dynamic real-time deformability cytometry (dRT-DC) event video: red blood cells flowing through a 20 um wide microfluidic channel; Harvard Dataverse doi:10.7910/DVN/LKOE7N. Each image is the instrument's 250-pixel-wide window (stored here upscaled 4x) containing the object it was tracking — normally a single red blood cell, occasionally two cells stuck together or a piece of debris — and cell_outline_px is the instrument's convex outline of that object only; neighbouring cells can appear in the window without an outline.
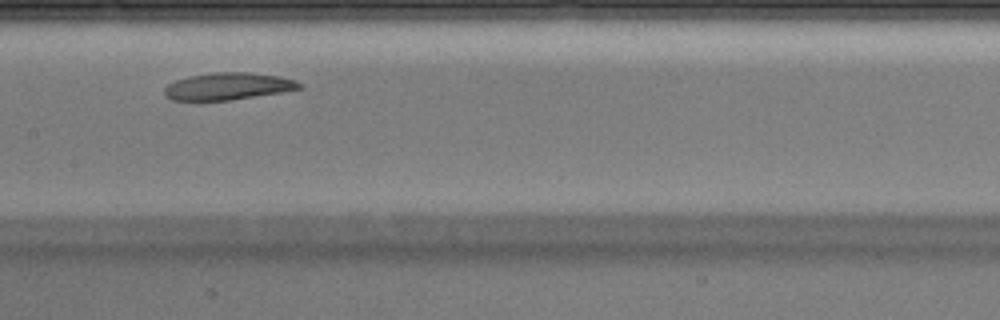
{"species": "Egyptian fruit bat (a non-hibernating species)", "species_latin": "Rousettus aegyptiacus", "temperature_condition": "warm", "stored_images_in_passage": 26, "camera_frame_rate_fps": 3000, "um_per_image_px": 0.085, "animal": {"sex": "male"}, "frame": {"image": 1, "passage_image": 12, "time_ms": 3.667, "image_size_px": [1000, 320], "cell_outline_px": [[304, 88], [232, 100], [172, 100], [164, 96], [164, 88], [168, 84], [176, 80], [188, 76], [212, 72], [252, 72], [276, 76], [296, 80], [304, 84]], "centroid_in_image_um": [19.38, 7.33], "position_along_channel_um": 188.0, "area_um2": 21.44}}